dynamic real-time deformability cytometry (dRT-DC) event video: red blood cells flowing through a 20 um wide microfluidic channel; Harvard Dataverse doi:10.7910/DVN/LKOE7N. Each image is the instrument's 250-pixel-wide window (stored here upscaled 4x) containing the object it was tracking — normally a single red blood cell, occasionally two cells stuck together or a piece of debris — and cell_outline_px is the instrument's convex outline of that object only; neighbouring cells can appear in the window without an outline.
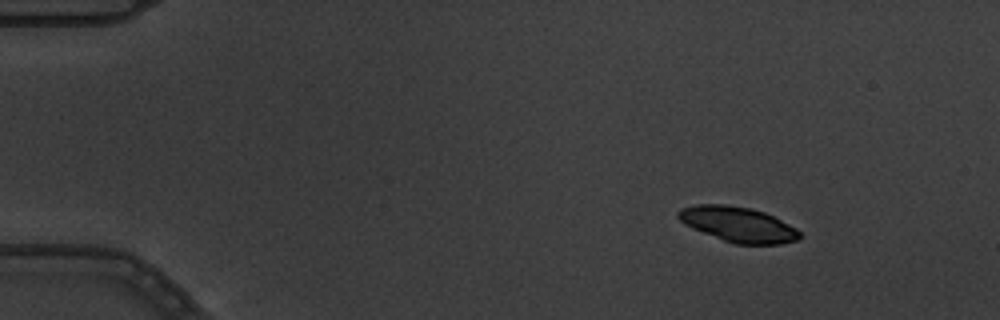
{"species": "common noctule bat (a hibernating species)", "species_latin": "Nyctalus noctula", "temperature_condition": "warm", "stored_images_in_passage": 5, "camera_frame_rate_fps": 3000, "um_per_image_px": 0.085, "animal": {"sex": "male", "body_mass_g": 19.5, "forearm_length_mm": 54.6}, "frame": {"image": 1, "passage_image": 1, "time_ms": 0.0, "image_size_px": [1000, 320], "cell_outline_px": [[804, 236], [796, 240], [780, 244], [736, 244], [724, 240], [692, 228], [684, 224], [676, 216], [676, 212], [680, 208], [696, 204], [724, 204], [752, 208], [764, 212], [796, 228]], "centroid_in_image_um": [62.72, 19.06], "position_along_channel_um": 22.3, "area_um2": 24.85}}
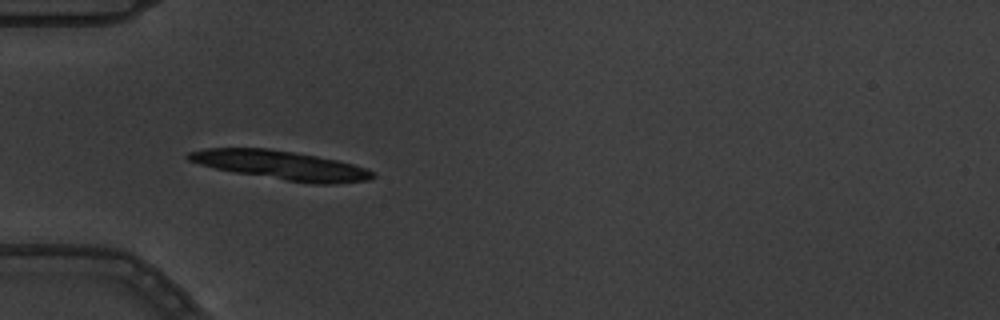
{"frame": {"image": 2, "passage_image": 4, "time_ms": 1.0, "image_size_px": [1000, 320], "cell_outline_px": [[376, 176], [368, 180], [336, 184], [312, 184], [236, 172], [216, 168], [200, 164], [188, 160], [184, 156], [188, 152], [204, 148], [268, 148], [316, 156], [336, 160], [368, 168], [376, 172]], "centroid_in_image_um": [23.92, 14.04], "position_along_channel_um": 61.1, "area_um2": 30.87}}